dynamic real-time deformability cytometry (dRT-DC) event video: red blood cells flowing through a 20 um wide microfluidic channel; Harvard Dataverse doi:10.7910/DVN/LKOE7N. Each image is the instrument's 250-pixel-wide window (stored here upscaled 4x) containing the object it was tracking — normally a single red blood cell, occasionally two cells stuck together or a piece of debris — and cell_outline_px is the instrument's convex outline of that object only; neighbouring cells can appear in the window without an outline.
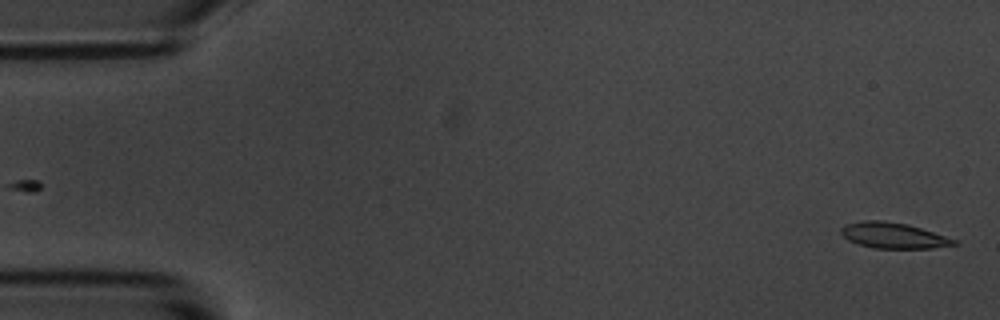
{"species": "common noctule bat (a hibernating species)", "species_latin": "Nyctalus noctula", "temperature_condition": "room temperature", "stored_images_in_passage": 2, "camera_frame_rate_fps": 3000, "um_per_image_px": 0.085, "animal": {"sex": "male", "body_mass_g": 20.1, "forearm_length_mm": 53.5}, "frame": {"image": 1, "passage_image": 2, "time_ms": 2.0, "image_size_px": [1000, 320], "cell_outline_px": [[956, 244], [932, 248], [872, 248], [848, 240], [840, 232], [840, 228], [844, 224], [864, 220], [884, 220], [908, 224], [956, 240]], "centroid_in_image_um": [75.87, 20.0], "position_along_channel_um": 9.1, "area_um2": 16.76}}